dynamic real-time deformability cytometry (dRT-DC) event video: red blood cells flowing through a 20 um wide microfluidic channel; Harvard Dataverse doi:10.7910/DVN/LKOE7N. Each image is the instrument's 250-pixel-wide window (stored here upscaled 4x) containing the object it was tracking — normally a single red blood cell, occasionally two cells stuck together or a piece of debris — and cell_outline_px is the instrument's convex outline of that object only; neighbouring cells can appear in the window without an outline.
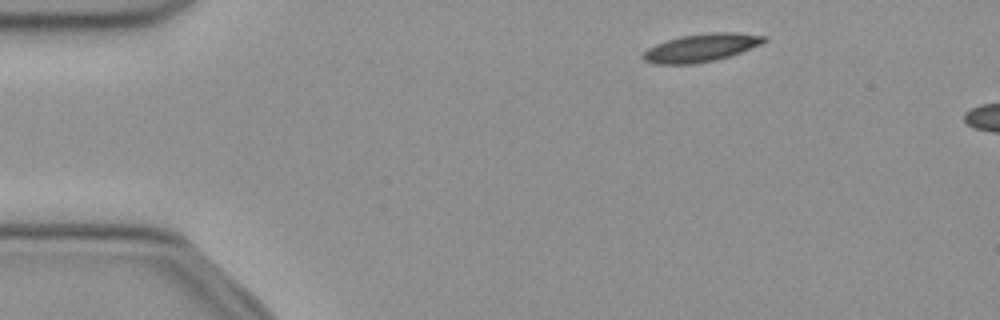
{"species": "common noctule bat (a hibernating species)", "species_latin": "Nyctalus noctula", "temperature_condition": "cold", "stored_images_in_passage": 5, "camera_frame_rate_fps": 3000, "um_per_image_px": 0.085, "animal": {"sex": "female", "body_mass_g": 21.9}, "frame": {"image": 1, "passage_image": 1, "time_ms": 0.0, "image_size_px": [1000, 320], "cell_outline_px": [[768, 40], [764, 44], [716, 60], [692, 64], [652, 64], [644, 60], [640, 56], [648, 48], [656, 44], [680, 36], [712, 32], [736, 32], [768, 36]], "centroid_in_image_um": [59.63, 4.05], "position_along_channel_um": 25.4, "area_um2": 19.88}}